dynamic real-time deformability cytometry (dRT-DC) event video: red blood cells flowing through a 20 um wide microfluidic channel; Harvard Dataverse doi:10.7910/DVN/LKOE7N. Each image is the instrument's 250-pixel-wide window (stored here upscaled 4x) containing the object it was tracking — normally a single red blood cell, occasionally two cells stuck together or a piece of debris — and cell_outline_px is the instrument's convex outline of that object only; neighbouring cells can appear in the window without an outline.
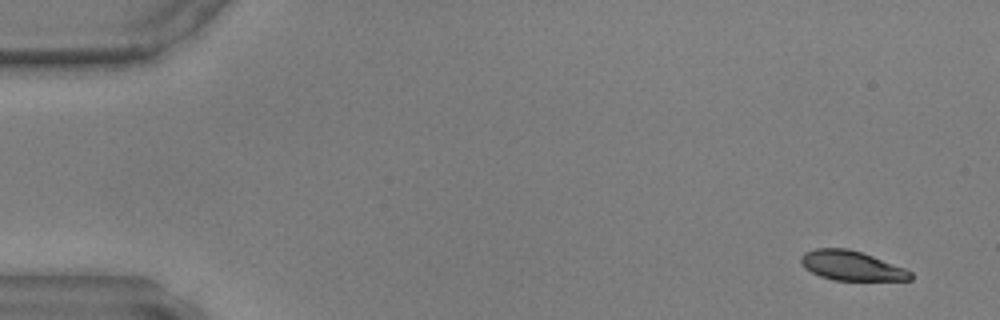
{"species": "common noctule bat (a hibernating species)", "species_latin": "Nyctalus noctula", "temperature_condition": "warm", "stored_images_in_passage": 46, "camera_frame_rate_fps": 3000, "um_per_image_px": 0.085, "animal": {"sex": "male", "body_mass_g": 17.9, "forearm_length_mm": 54.2}, "frame": {"image": 1, "passage_image": 1, "time_ms": 0.0, "image_size_px": [1000, 320], "cell_outline_px": [[912, 280], [832, 280], [820, 276], [804, 268], [800, 260], [800, 256], [804, 252], [816, 248], [848, 248], [872, 256], [904, 268], [912, 272]], "centroid_in_image_um": [72.34, 22.58], "position_along_channel_um": 12.7, "area_um2": 18.79}}
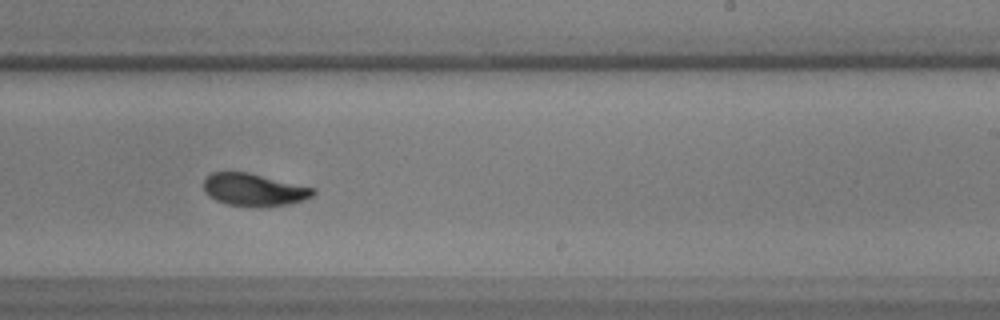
{"frame": {"image": 2, "passage_image": 28, "time_ms": 9.0, "image_size_px": [1000, 320], "cell_outline_px": [[316, 192], [312, 196], [304, 200], [288, 204], [264, 208], [228, 204], [216, 200], [208, 196], [204, 192], [204, 180], [212, 172], [248, 172], [316, 188]], "centroid_in_image_um": [21.61, 16.14], "position_along_channel_um": 267.4, "area_um2": 20.92}}
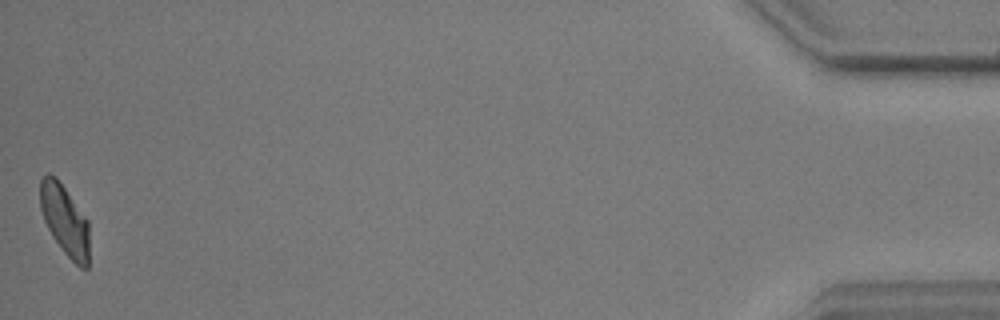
{"frame": {"image": 3, "passage_image": 46, "time_ms": 15.0, "image_size_px": [1000, 320], "cell_outline_px": [[88, 268], [80, 268], [64, 252], [52, 236], [44, 220], [40, 208], [40, 180], [48, 172], [56, 176], [88, 220]], "centroid_in_image_um": [5.49, 18.69], "position_along_channel_um": 429.7, "area_um2": 20.06}}